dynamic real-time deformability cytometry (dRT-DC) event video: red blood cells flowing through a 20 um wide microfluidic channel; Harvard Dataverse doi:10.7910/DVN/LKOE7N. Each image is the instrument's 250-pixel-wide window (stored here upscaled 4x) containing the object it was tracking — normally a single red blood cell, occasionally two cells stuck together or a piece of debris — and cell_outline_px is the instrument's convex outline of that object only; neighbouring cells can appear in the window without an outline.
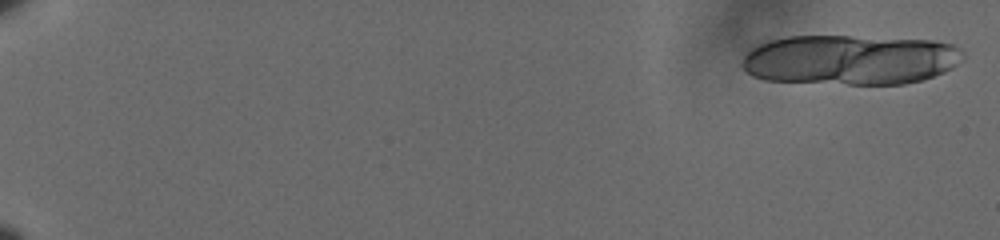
{"species": "human", "species_latin": "Homo sapiens", "temperature_condition": "cold", "stored_images_in_passage": 20, "camera_frame_rate_fps": 3000, "um_per_image_px": 0.085, "donor": {"sex": "male"}, "frame": {"image": 1, "passage_image": 2, "time_ms": 0.333, "image_size_px": [1000, 240], "cell_outline_px": [[964, 56], [952, 68], [944, 72], [924, 80], [904, 84], [848, 84], [764, 80], [752, 76], [740, 64], [744, 56], [752, 48], [760, 44], [772, 40], [788, 36], [848, 36], [932, 40], [952, 44]], "centroid_in_image_um": [72.25, 5.09], "position_along_channel_um": 12.7, "area_um2": 64.33}}
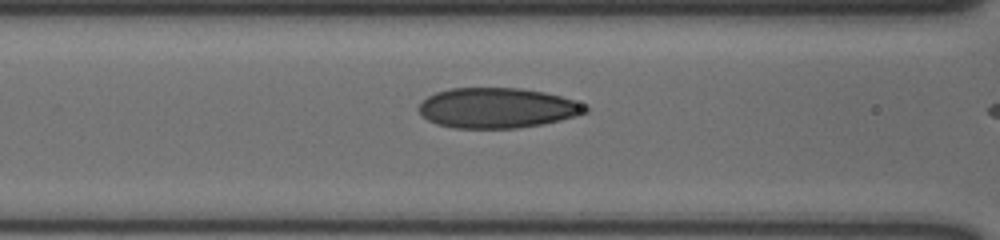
{"frame": {"image": 2, "passage_image": 18, "time_ms": 5.667, "image_size_px": [1000, 240], "cell_outline_px": [[588, 112], [576, 116], [544, 124], [516, 128], [452, 128], [436, 124], [428, 120], [420, 112], [420, 104], [428, 96], [436, 92], [452, 88], [520, 88], [544, 92], [560, 96], [572, 100], [588, 108]], "centroid_in_image_um": [42.26, 9.18], "position_along_channel_um": 124.3, "area_um2": 38.78}}